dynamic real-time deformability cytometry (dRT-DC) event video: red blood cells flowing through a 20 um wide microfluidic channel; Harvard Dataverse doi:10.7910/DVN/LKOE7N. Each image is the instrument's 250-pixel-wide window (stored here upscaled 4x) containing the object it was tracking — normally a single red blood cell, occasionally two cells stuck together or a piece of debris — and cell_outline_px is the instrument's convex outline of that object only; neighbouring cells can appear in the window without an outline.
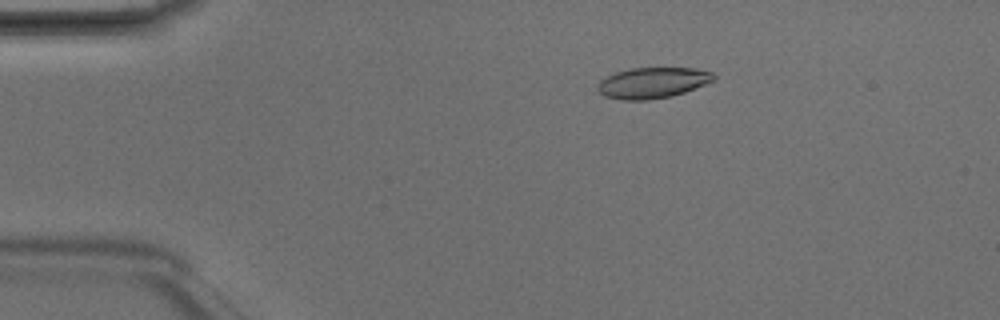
{"species": "Egyptian fruit bat (a non-hibernating species)", "species_latin": "Rousettus aegyptiacus", "temperature_condition": "room temperature", "stored_images_in_passage": 5, "camera_frame_rate_fps": 3000, "um_per_image_px": 0.085, "animal": {"sex": "male"}, "frame": {"image": 1, "passage_image": 2, "time_ms": 0.333, "image_size_px": [1000, 320], "cell_outline_px": [[716, 80], [684, 92], [672, 96], [648, 100], [620, 100], [604, 96], [596, 88], [600, 80], [616, 72], [632, 68], [696, 68], [712, 72], [716, 76]], "centroid_in_image_um": [55.48, 7.04], "position_along_channel_um": 29.5, "area_um2": 20.92}}
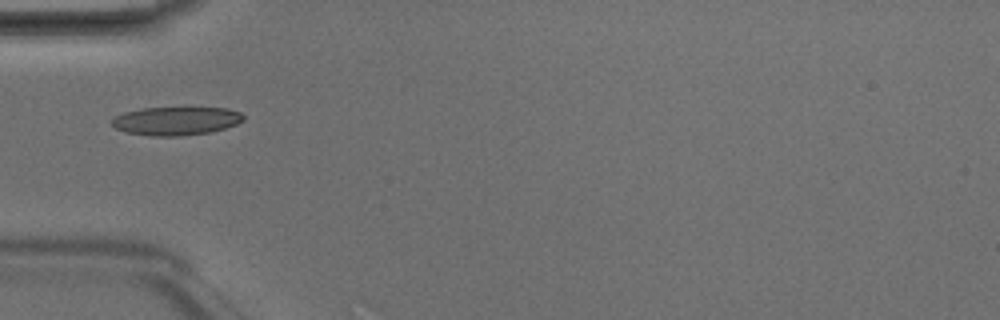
{"frame": {"image": 2, "passage_image": 4, "time_ms": 1.0, "image_size_px": [1000, 320], "cell_outline_px": [[244, 120], [236, 124], [224, 128], [208, 132], [180, 136], [152, 136], [124, 132], [116, 128], [112, 124], [112, 120], [116, 116], [124, 112], [140, 108], [228, 108], [240, 112], [244, 116]], "centroid_in_image_um": [14.95, 10.28], "position_along_channel_um": 70.0, "area_um2": 21.68}}